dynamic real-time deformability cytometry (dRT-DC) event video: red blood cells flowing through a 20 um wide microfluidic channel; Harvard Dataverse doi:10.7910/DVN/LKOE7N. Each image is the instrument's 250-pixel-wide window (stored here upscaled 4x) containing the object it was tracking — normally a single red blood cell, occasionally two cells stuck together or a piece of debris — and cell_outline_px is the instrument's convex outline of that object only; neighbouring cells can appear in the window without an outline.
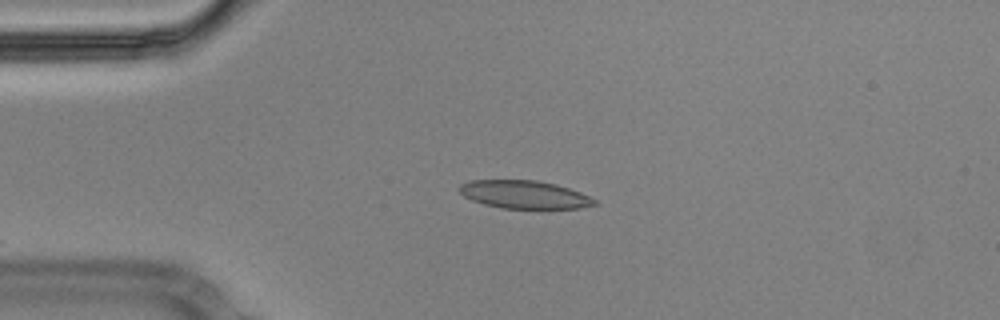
{"species": "Egyptian fruit bat (a non-hibernating species)", "species_latin": "Rousettus aegyptiacus", "temperature_condition": "cold", "stored_images_in_passage": 46, "camera_frame_rate_fps": 3000, "um_per_image_px": 0.085, "animal": {"sex": "male"}, "frame": {"image": 1, "passage_image": 3, "time_ms": 0.667, "image_size_px": [1000, 320], "cell_outline_px": [[596, 204], [580, 208], [540, 212], [500, 208], [484, 204], [472, 200], [464, 196], [456, 188], [460, 184], [468, 180], [536, 180], [556, 184], [580, 192], [596, 200]], "centroid_in_image_um": [44.58, 16.59], "position_along_channel_um": 40.4, "area_um2": 23.18}}
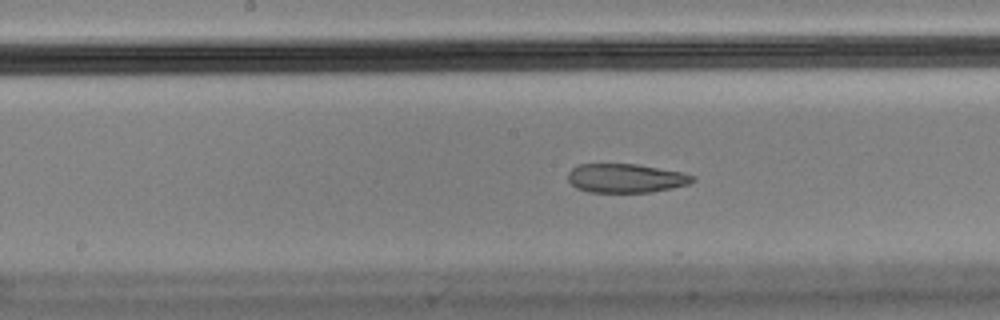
{"frame": {"image": 2, "passage_image": 18, "time_ms": 5.667, "image_size_px": [1000, 320], "cell_outline_px": [[696, 180], [688, 184], [672, 188], [652, 192], [588, 192], [576, 188], [568, 180], [568, 172], [572, 168], [580, 164], [636, 164], [684, 172], [696, 176]], "centroid_in_image_um": [53.22, 15.15], "position_along_channel_um": 195.0, "area_um2": 21.15}}
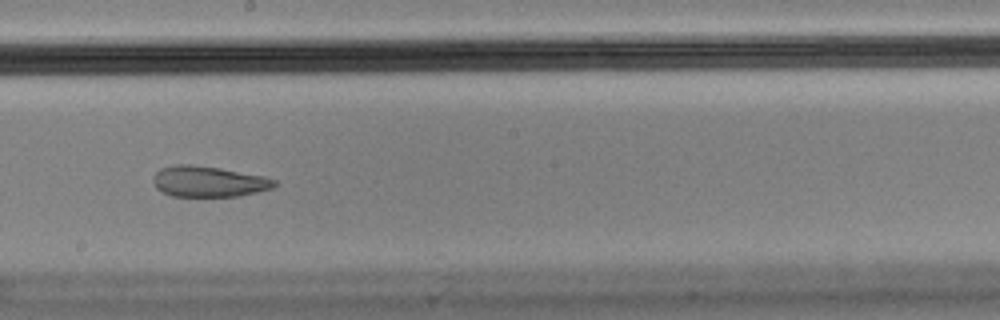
{"frame": {"image": 3, "passage_image": 21, "time_ms": 6.667, "image_size_px": [1000, 320], "cell_outline_px": [[276, 184], [272, 188], [240, 196], [172, 196], [156, 188], [152, 180], [152, 176], [160, 168], [176, 164], [192, 164], [220, 168], [264, 176], [276, 180]], "centroid_in_image_um": [17.7, 15.42], "position_along_channel_um": 230.5, "area_um2": 21.79}, "authors_computed_cell_mechanics": {"area_um2": 24.1026, "velocity_mm_per_s": 3.5591, "shape_relaxation_time_tau1_ms": null, "shape_relaxation_time_tau2_ms": 2.029, "deformation_change_tau1": null, "deformation_change_tau2": 0.0707}}